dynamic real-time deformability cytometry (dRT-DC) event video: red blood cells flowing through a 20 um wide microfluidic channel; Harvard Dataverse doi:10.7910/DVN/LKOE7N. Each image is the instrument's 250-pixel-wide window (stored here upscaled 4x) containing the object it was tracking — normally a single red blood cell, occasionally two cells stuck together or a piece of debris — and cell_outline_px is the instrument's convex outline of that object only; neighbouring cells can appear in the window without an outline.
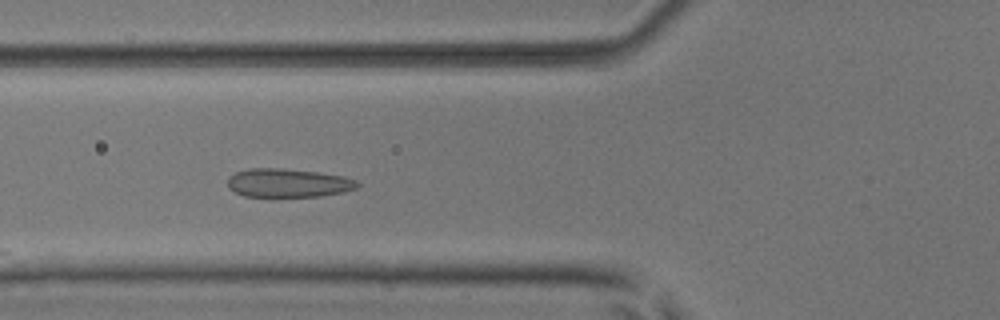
{"species": "common noctule bat (a hibernating species)", "species_latin": "Nyctalus noctula", "temperature_condition": "room temperature", "stored_images_in_passage": 14, "camera_frame_rate_fps": 3000, "um_per_image_px": 0.085, "animal": {"sex": "male", "body_mass_g": 17.9, "forearm_length_mm": 54.2}, "frame": {"image": 1, "passage_image": 6, "time_ms": 1.667, "image_size_px": [1000, 320], "cell_outline_px": [[360, 184], [356, 188], [344, 192], [320, 196], [272, 200], [244, 196], [228, 188], [228, 176], [236, 172], [248, 168], [280, 168], [320, 172], [344, 176], [356, 180]], "centroid_in_image_um": [24.45, 15.6], "position_along_channel_um": 101.3, "area_um2": 22.77}}
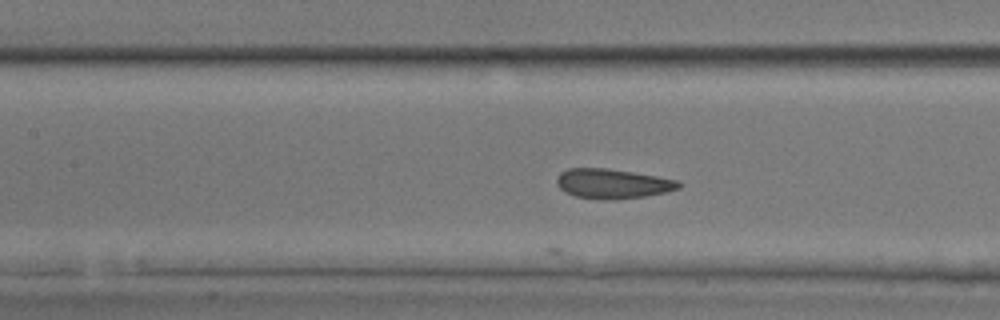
{"frame": {"image": 2, "passage_image": 10, "time_ms": 3.0, "image_size_px": [1000, 320], "cell_outline_px": [[684, 184], [680, 188], [664, 192], [644, 196], [616, 200], [608, 200], [576, 196], [564, 192], [556, 184], [556, 180], [560, 172], [568, 168], [608, 168], [680, 180]], "centroid_in_image_um": [52.08, 15.61], "position_along_channel_um": 155.3, "area_um2": 21.21}}